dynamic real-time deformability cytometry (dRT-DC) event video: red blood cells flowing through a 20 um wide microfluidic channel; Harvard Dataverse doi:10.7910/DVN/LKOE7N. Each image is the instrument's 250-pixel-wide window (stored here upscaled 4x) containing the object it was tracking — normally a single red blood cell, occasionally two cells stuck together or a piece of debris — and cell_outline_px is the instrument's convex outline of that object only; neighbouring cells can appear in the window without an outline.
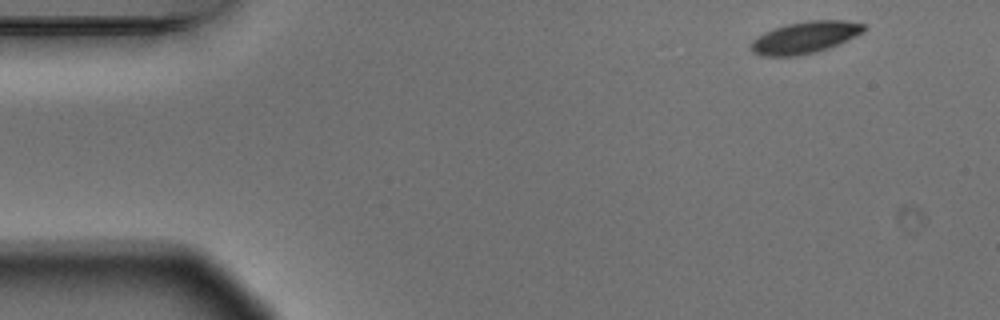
{"species": "Egyptian fruit bat (a non-hibernating species)", "species_latin": "Rousettus aegyptiacus", "temperature_condition": "warm", "stored_images_in_passage": 4, "camera_frame_rate_fps": 3000, "um_per_image_px": 0.085, "animal": {"sex": "male"}, "frame": {"image": 1, "passage_image": 1, "time_ms": 0.0, "image_size_px": [1000, 320], "cell_outline_px": [[864, 32], [848, 40], [828, 48], [816, 52], [800, 56], [764, 56], [752, 52], [752, 40], [764, 32], [788, 24], [808, 20], [844, 20], [864, 24]], "centroid_in_image_um": [68.44, 3.19], "position_along_channel_um": 16.6, "area_um2": 20.81}}
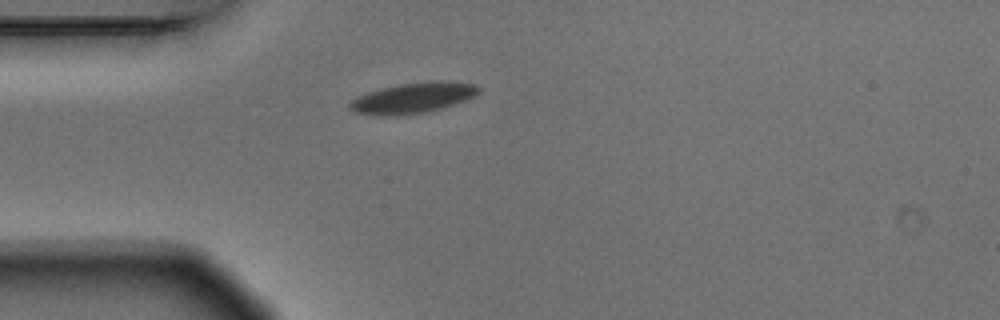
{"frame": {"image": 2, "passage_image": 4, "time_ms": 1.0, "image_size_px": [1000, 320], "cell_outline_px": [[480, 92], [464, 100], [440, 108], [420, 112], [356, 112], [348, 104], [356, 96], [380, 88], [400, 84], [436, 80], [476, 84], [480, 88]], "centroid_in_image_um": [35.19, 8.23], "position_along_channel_um": 49.8, "area_um2": 21.39}}